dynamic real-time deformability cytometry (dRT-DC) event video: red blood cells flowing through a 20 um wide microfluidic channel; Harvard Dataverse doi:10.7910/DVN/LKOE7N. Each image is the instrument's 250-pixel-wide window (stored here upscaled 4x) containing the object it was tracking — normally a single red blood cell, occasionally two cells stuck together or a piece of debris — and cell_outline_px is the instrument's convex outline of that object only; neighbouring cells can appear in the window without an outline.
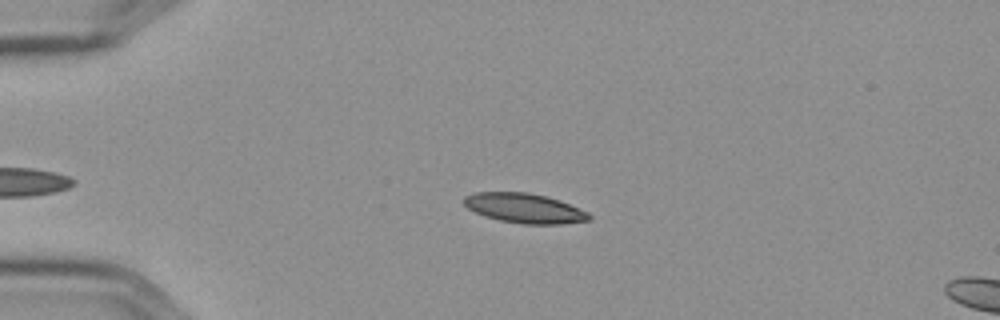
{"species": "Egyptian fruit bat (a non-hibernating species)", "species_latin": "Rousettus aegyptiacus", "temperature_condition": "cold", "stored_images_in_passage": 45, "camera_frame_rate_fps": 3000, "um_per_image_px": 0.085, "frame": {"image": 1, "passage_image": 7, "time_ms": 2.0, "image_size_px": [1000, 320], "cell_outline_px": [[592, 220], [560, 224], [524, 224], [500, 220], [484, 216], [468, 208], [464, 204], [464, 196], [476, 192], [528, 192], [548, 196], [560, 200], [588, 212], [592, 216]], "centroid_in_image_um": [44.61, 17.69], "position_along_channel_um": 40.4, "area_um2": 21.73}}
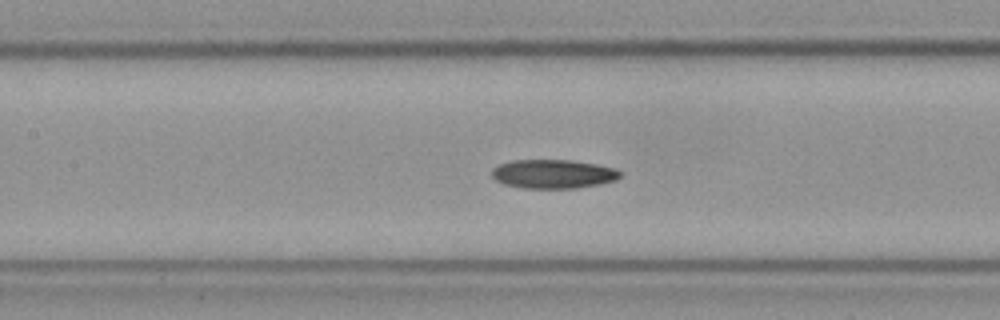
{"frame": {"image": 2, "passage_image": 20, "time_ms": 6.333, "image_size_px": [1000, 320], "cell_outline_px": [[624, 172], [616, 180], [600, 184], [576, 188], [524, 188], [504, 184], [496, 180], [492, 176], [492, 168], [500, 164], [512, 160], [572, 160], [596, 164], [616, 168]], "centroid_in_image_um": [47.06, 14.78], "position_along_channel_um": 160.3, "area_um2": 21.73}}
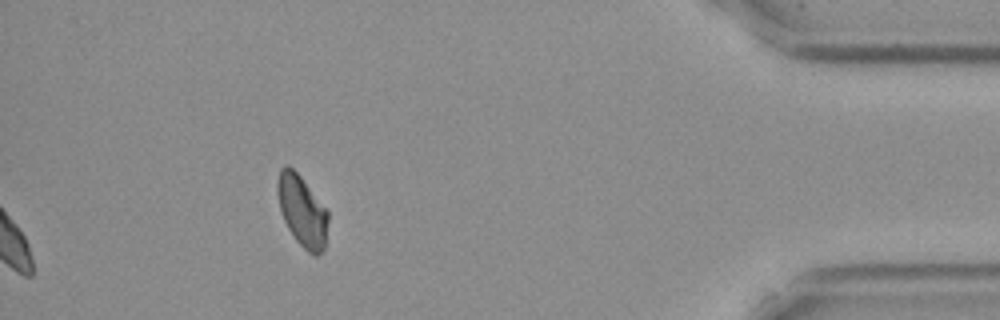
{"frame": {"image": 3, "passage_image": 45, "time_ms": 14.667, "image_size_px": [1000, 320], "cell_outline_px": [[328, 220], [324, 248], [316, 256], [312, 256], [296, 240], [288, 228], [280, 212], [276, 192], [276, 184], [280, 168], [284, 164], [288, 164], [300, 176], [328, 208]], "centroid_in_image_um": [25.67, 17.89], "position_along_channel_um": 409.5, "area_um2": 21.27}, "authors_computed_cell_mechanics": {"area_um2": 21.6172, "velocity_mm_per_s": 3.5764, "shape_relaxation_time_tau1_ms": null, "shape_relaxation_time_tau2_ms": 9.4037, "deformation_change_tau1": null, "deformation_change_tau2": 0.1362}}